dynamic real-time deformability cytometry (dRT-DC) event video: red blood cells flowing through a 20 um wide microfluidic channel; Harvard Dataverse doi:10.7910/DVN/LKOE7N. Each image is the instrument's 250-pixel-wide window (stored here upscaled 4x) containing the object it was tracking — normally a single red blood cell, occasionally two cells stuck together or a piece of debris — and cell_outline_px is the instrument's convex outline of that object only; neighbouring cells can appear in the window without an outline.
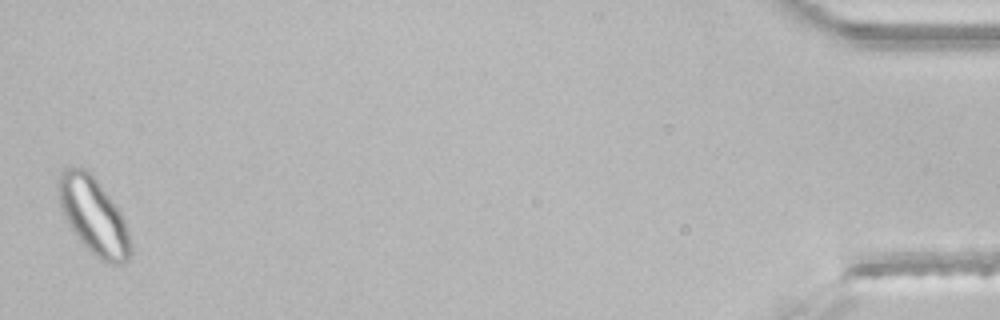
{"species": "common noctule bat (a hibernating species)", "species_latin": "Nyctalus noctula", "temperature_condition": "room temperature", "stored_images_in_passage": 47, "segment_of_instrument_passage": [2, 2], "camera_frame_rate_fps": 3000, "um_per_image_px": 0.085, "animal": {"sex": "male", "body_mass_g": 21.5, "forearm_length_mm": 52.0}, "frame": {"image": 1, "passage_image": 47, "time_ms": 15.333, "image_size_px": [1000, 320], "cell_outline_px": [[132, 252], [128, 260], [124, 264], [104, 264], [80, 240], [72, 228], [60, 204], [56, 184], [60, 172], [64, 168], [84, 168], [96, 180], [120, 212], [124, 220], [128, 232], [132, 248]], "centroid_in_image_um": [7.97, 18.38], "position_along_channel_um": 427.2, "area_um2": 31.56}}